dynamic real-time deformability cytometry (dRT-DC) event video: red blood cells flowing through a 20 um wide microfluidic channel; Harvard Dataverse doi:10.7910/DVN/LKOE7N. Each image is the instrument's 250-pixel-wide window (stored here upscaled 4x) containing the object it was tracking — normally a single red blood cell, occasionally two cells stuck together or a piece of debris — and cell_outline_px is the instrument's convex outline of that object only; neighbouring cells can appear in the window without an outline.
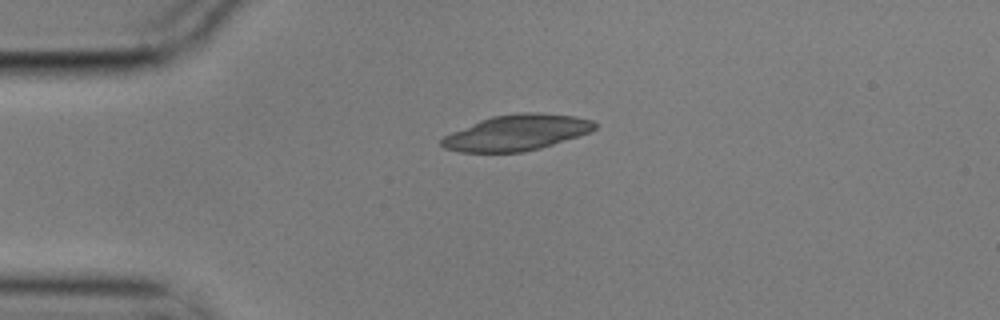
{"species": "common noctule bat (a hibernating species)", "species_latin": "Nyctalus noctula", "temperature_condition": "cold", "stored_images_in_passage": 7, "camera_frame_rate_fps": 3000, "um_per_image_px": 0.085, "animal": {"sex": "male", "body_mass_g": 17.9}, "frame": {"image": 1, "passage_image": 1, "time_ms": 0.0, "image_size_px": [1000, 320], "cell_outline_px": [[596, 128], [592, 132], [540, 148], [524, 152], [460, 152], [444, 148], [440, 144], [440, 140], [444, 136], [452, 132], [480, 120], [492, 116], [524, 112], [532, 112], [576, 116], [592, 120], [596, 124]], "centroid_in_image_um": [43.93, 11.28], "position_along_channel_um": 41.1, "area_um2": 31.85}}